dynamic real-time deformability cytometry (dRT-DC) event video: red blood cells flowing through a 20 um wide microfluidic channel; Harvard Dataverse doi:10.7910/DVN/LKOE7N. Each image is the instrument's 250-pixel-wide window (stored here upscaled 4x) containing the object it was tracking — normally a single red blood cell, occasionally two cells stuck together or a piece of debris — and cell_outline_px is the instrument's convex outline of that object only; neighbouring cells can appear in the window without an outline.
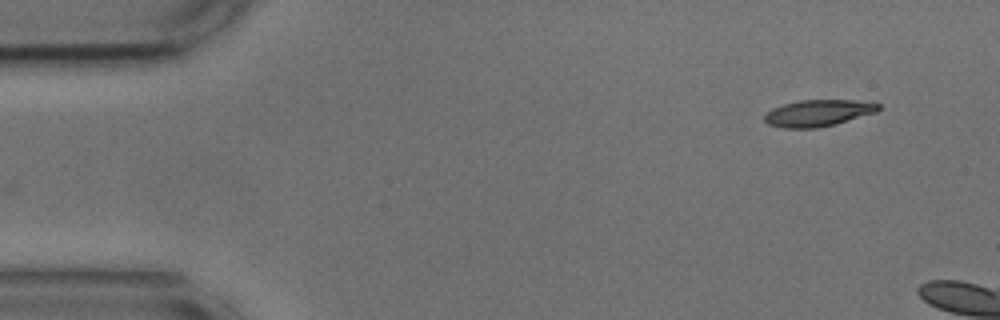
{"species": "common noctule bat (a hibernating species)", "species_latin": "Nyctalus noctula", "temperature_condition": "cold", "stored_images_in_passage": 7, "camera_frame_rate_fps": 3000, "um_per_image_px": 0.085, "animal": {"sex": "male", "body_mass_g": 17.9, "forearm_length_mm": 54.2}, "frame": {"image": 1, "passage_image": 1, "time_ms": 0.0, "image_size_px": [1000, 320], "cell_outline_px": [[880, 108], [876, 112], [836, 124], [816, 128], [784, 128], [768, 124], [764, 120], [764, 116], [772, 108], [784, 104], [800, 100], [852, 100], [880, 104]], "centroid_in_image_um": [69.52, 9.61], "position_along_channel_um": 15.5, "area_um2": 17.51}}